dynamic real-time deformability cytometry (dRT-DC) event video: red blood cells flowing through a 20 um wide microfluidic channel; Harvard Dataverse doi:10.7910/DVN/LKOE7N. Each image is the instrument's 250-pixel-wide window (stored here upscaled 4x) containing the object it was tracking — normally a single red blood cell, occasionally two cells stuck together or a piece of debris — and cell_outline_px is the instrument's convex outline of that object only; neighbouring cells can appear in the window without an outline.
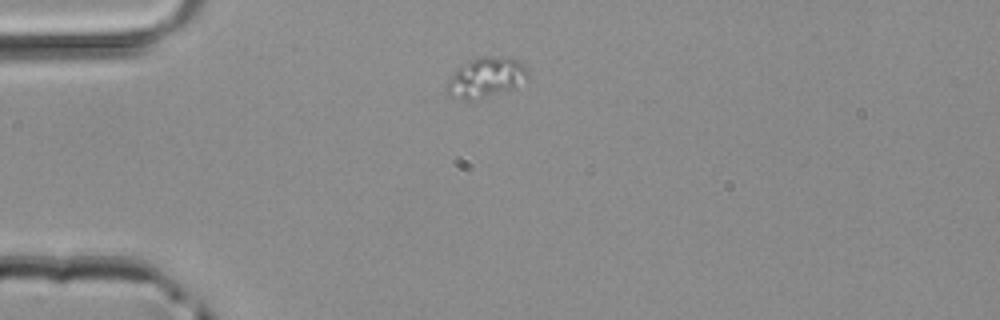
{"species": "common noctule bat (a hibernating species)", "species_latin": "Nyctalus noctula", "temperature_condition": "room temperature", "stored_images_in_passage": 4, "camera_frame_rate_fps": 3000, "um_per_image_px": 0.085, "animal": {"sex": "male", "body_mass_g": 20.4}, "frame": {"image": 1, "passage_image": 4, "time_ms": 1.0, "image_size_px": [1000, 320], "cell_outline_px": [[528, 80], [512, 88], [484, 96], [468, 100], [464, 100], [448, 96], [444, 92], [444, 88], [448, 80], [456, 68], [480, 56], [512, 56], [528, 68]], "centroid_in_image_um": [41.29, 6.56], "position_along_channel_um": 43.7, "area_um2": 19.02}}